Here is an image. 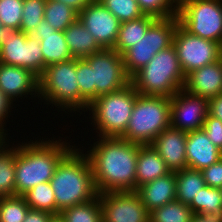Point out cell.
Returning a JSON list of instances; mask_svg holds the SVG:
<instances>
[{
    "label": "cell",
    "instance_id": "1",
    "mask_svg": "<svg viewBox=\"0 0 222 222\" xmlns=\"http://www.w3.org/2000/svg\"><path fill=\"white\" fill-rule=\"evenodd\" d=\"M96 140L85 154L91 164L99 194L135 191L140 145L121 137H99Z\"/></svg>",
    "mask_w": 222,
    "mask_h": 222
},
{
    "label": "cell",
    "instance_id": "2",
    "mask_svg": "<svg viewBox=\"0 0 222 222\" xmlns=\"http://www.w3.org/2000/svg\"><path fill=\"white\" fill-rule=\"evenodd\" d=\"M52 138L15 145V195L22 196L37 184L50 182L59 162L76 146L62 137Z\"/></svg>",
    "mask_w": 222,
    "mask_h": 222
},
{
    "label": "cell",
    "instance_id": "3",
    "mask_svg": "<svg viewBox=\"0 0 222 222\" xmlns=\"http://www.w3.org/2000/svg\"><path fill=\"white\" fill-rule=\"evenodd\" d=\"M77 147V148H76ZM75 146L58 164L50 180L56 215L63 209L91 201L99 196L88 156Z\"/></svg>",
    "mask_w": 222,
    "mask_h": 222
},
{
    "label": "cell",
    "instance_id": "4",
    "mask_svg": "<svg viewBox=\"0 0 222 222\" xmlns=\"http://www.w3.org/2000/svg\"><path fill=\"white\" fill-rule=\"evenodd\" d=\"M185 80L176 49L172 45L159 51L130 78V83L139 94L171 98L184 88Z\"/></svg>",
    "mask_w": 222,
    "mask_h": 222
},
{
    "label": "cell",
    "instance_id": "5",
    "mask_svg": "<svg viewBox=\"0 0 222 222\" xmlns=\"http://www.w3.org/2000/svg\"><path fill=\"white\" fill-rule=\"evenodd\" d=\"M170 98L137 95L126 131L122 139L139 145H151L154 139L171 126Z\"/></svg>",
    "mask_w": 222,
    "mask_h": 222
},
{
    "label": "cell",
    "instance_id": "6",
    "mask_svg": "<svg viewBox=\"0 0 222 222\" xmlns=\"http://www.w3.org/2000/svg\"><path fill=\"white\" fill-rule=\"evenodd\" d=\"M138 92L130 83L123 89L99 96L88 107L97 137H120L128 126ZM91 113V114H90Z\"/></svg>",
    "mask_w": 222,
    "mask_h": 222
},
{
    "label": "cell",
    "instance_id": "7",
    "mask_svg": "<svg viewBox=\"0 0 222 222\" xmlns=\"http://www.w3.org/2000/svg\"><path fill=\"white\" fill-rule=\"evenodd\" d=\"M39 100L55 105L57 111L67 110L68 116L80 111V90L76 76V58L49 65L39 78ZM45 101V102H44ZM47 102V103H46ZM61 108V110H60Z\"/></svg>",
    "mask_w": 222,
    "mask_h": 222
},
{
    "label": "cell",
    "instance_id": "8",
    "mask_svg": "<svg viewBox=\"0 0 222 222\" xmlns=\"http://www.w3.org/2000/svg\"><path fill=\"white\" fill-rule=\"evenodd\" d=\"M178 24L177 15L157 18L149 26L146 34L122 54L124 68L130 78L147 65L159 51L173 45V36Z\"/></svg>",
    "mask_w": 222,
    "mask_h": 222
},
{
    "label": "cell",
    "instance_id": "9",
    "mask_svg": "<svg viewBox=\"0 0 222 222\" xmlns=\"http://www.w3.org/2000/svg\"><path fill=\"white\" fill-rule=\"evenodd\" d=\"M177 17L190 34L222 44V0H178Z\"/></svg>",
    "mask_w": 222,
    "mask_h": 222
},
{
    "label": "cell",
    "instance_id": "10",
    "mask_svg": "<svg viewBox=\"0 0 222 222\" xmlns=\"http://www.w3.org/2000/svg\"><path fill=\"white\" fill-rule=\"evenodd\" d=\"M173 46L185 77L192 71L222 58L219 43L192 35L180 24L173 36Z\"/></svg>",
    "mask_w": 222,
    "mask_h": 222
},
{
    "label": "cell",
    "instance_id": "11",
    "mask_svg": "<svg viewBox=\"0 0 222 222\" xmlns=\"http://www.w3.org/2000/svg\"><path fill=\"white\" fill-rule=\"evenodd\" d=\"M92 69V85L95 99L119 91L130 84L122 55L114 49H102L85 58Z\"/></svg>",
    "mask_w": 222,
    "mask_h": 222
},
{
    "label": "cell",
    "instance_id": "12",
    "mask_svg": "<svg viewBox=\"0 0 222 222\" xmlns=\"http://www.w3.org/2000/svg\"><path fill=\"white\" fill-rule=\"evenodd\" d=\"M0 63L28 69L40 78L44 73L40 40L21 30H13L0 47Z\"/></svg>",
    "mask_w": 222,
    "mask_h": 222
},
{
    "label": "cell",
    "instance_id": "13",
    "mask_svg": "<svg viewBox=\"0 0 222 222\" xmlns=\"http://www.w3.org/2000/svg\"><path fill=\"white\" fill-rule=\"evenodd\" d=\"M103 222H149L150 212L136 191L99 194Z\"/></svg>",
    "mask_w": 222,
    "mask_h": 222
},
{
    "label": "cell",
    "instance_id": "14",
    "mask_svg": "<svg viewBox=\"0 0 222 222\" xmlns=\"http://www.w3.org/2000/svg\"><path fill=\"white\" fill-rule=\"evenodd\" d=\"M171 126L186 133L201 130L208 115V99L185 89L170 98Z\"/></svg>",
    "mask_w": 222,
    "mask_h": 222
},
{
    "label": "cell",
    "instance_id": "15",
    "mask_svg": "<svg viewBox=\"0 0 222 222\" xmlns=\"http://www.w3.org/2000/svg\"><path fill=\"white\" fill-rule=\"evenodd\" d=\"M78 19L102 49H113L121 22L100 1L88 4L78 13Z\"/></svg>",
    "mask_w": 222,
    "mask_h": 222
},
{
    "label": "cell",
    "instance_id": "16",
    "mask_svg": "<svg viewBox=\"0 0 222 222\" xmlns=\"http://www.w3.org/2000/svg\"><path fill=\"white\" fill-rule=\"evenodd\" d=\"M0 89L13 103L27 95L39 98V78L28 69L0 63Z\"/></svg>",
    "mask_w": 222,
    "mask_h": 222
},
{
    "label": "cell",
    "instance_id": "17",
    "mask_svg": "<svg viewBox=\"0 0 222 222\" xmlns=\"http://www.w3.org/2000/svg\"><path fill=\"white\" fill-rule=\"evenodd\" d=\"M186 138V132L170 126L162 131L151 144L171 172L187 168Z\"/></svg>",
    "mask_w": 222,
    "mask_h": 222
},
{
    "label": "cell",
    "instance_id": "18",
    "mask_svg": "<svg viewBox=\"0 0 222 222\" xmlns=\"http://www.w3.org/2000/svg\"><path fill=\"white\" fill-rule=\"evenodd\" d=\"M183 89L208 100L221 94L222 58L189 73Z\"/></svg>",
    "mask_w": 222,
    "mask_h": 222
},
{
    "label": "cell",
    "instance_id": "19",
    "mask_svg": "<svg viewBox=\"0 0 222 222\" xmlns=\"http://www.w3.org/2000/svg\"><path fill=\"white\" fill-rule=\"evenodd\" d=\"M31 35L40 40L44 70L49 65L73 59L65 40L64 31H57L45 19L41 20Z\"/></svg>",
    "mask_w": 222,
    "mask_h": 222
},
{
    "label": "cell",
    "instance_id": "20",
    "mask_svg": "<svg viewBox=\"0 0 222 222\" xmlns=\"http://www.w3.org/2000/svg\"><path fill=\"white\" fill-rule=\"evenodd\" d=\"M221 157L222 151L211 142L203 129L187 133V168L202 171Z\"/></svg>",
    "mask_w": 222,
    "mask_h": 222
},
{
    "label": "cell",
    "instance_id": "21",
    "mask_svg": "<svg viewBox=\"0 0 222 222\" xmlns=\"http://www.w3.org/2000/svg\"><path fill=\"white\" fill-rule=\"evenodd\" d=\"M146 209L152 210L176 200L175 172L148 182L136 190Z\"/></svg>",
    "mask_w": 222,
    "mask_h": 222
},
{
    "label": "cell",
    "instance_id": "22",
    "mask_svg": "<svg viewBox=\"0 0 222 222\" xmlns=\"http://www.w3.org/2000/svg\"><path fill=\"white\" fill-rule=\"evenodd\" d=\"M170 172L152 145H140L136 162V189Z\"/></svg>",
    "mask_w": 222,
    "mask_h": 222
},
{
    "label": "cell",
    "instance_id": "23",
    "mask_svg": "<svg viewBox=\"0 0 222 222\" xmlns=\"http://www.w3.org/2000/svg\"><path fill=\"white\" fill-rule=\"evenodd\" d=\"M64 35L73 58L83 59L102 50L93 35L79 19L64 30Z\"/></svg>",
    "mask_w": 222,
    "mask_h": 222
},
{
    "label": "cell",
    "instance_id": "24",
    "mask_svg": "<svg viewBox=\"0 0 222 222\" xmlns=\"http://www.w3.org/2000/svg\"><path fill=\"white\" fill-rule=\"evenodd\" d=\"M156 19L154 16L145 14L137 19L121 23L113 49L122 55L146 34L149 26Z\"/></svg>",
    "mask_w": 222,
    "mask_h": 222
},
{
    "label": "cell",
    "instance_id": "25",
    "mask_svg": "<svg viewBox=\"0 0 222 222\" xmlns=\"http://www.w3.org/2000/svg\"><path fill=\"white\" fill-rule=\"evenodd\" d=\"M176 200L189 205L201 188L206 186L202 171L183 169L175 172Z\"/></svg>",
    "mask_w": 222,
    "mask_h": 222
},
{
    "label": "cell",
    "instance_id": "26",
    "mask_svg": "<svg viewBox=\"0 0 222 222\" xmlns=\"http://www.w3.org/2000/svg\"><path fill=\"white\" fill-rule=\"evenodd\" d=\"M0 145V197L15 196V144Z\"/></svg>",
    "mask_w": 222,
    "mask_h": 222
},
{
    "label": "cell",
    "instance_id": "27",
    "mask_svg": "<svg viewBox=\"0 0 222 222\" xmlns=\"http://www.w3.org/2000/svg\"><path fill=\"white\" fill-rule=\"evenodd\" d=\"M194 214L222 218V192L220 188L208 185L201 188L199 194L188 205Z\"/></svg>",
    "mask_w": 222,
    "mask_h": 222
},
{
    "label": "cell",
    "instance_id": "28",
    "mask_svg": "<svg viewBox=\"0 0 222 222\" xmlns=\"http://www.w3.org/2000/svg\"><path fill=\"white\" fill-rule=\"evenodd\" d=\"M59 215L65 222H103L99 196L91 201L63 209Z\"/></svg>",
    "mask_w": 222,
    "mask_h": 222
},
{
    "label": "cell",
    "instance_id": "29",
    "mask_svg": "<svg viewBox=\"0 0 222 222\" xmlns=\"http://www.w3.org/2000/svg\"><path fill=\"white\" fill-rule=\"evenodd\" d=\"M44 19L57 31H64L78 19V12L63 2L46 0Z\"/></svg>",
    "mask_w": 222,
    "mask_h": 222
},
{
    "label": "cell",
    "instance_id": "30",
    "mask_svg": "<svg viewBox=\"0 0 222 222\" xmlns=\"http://www.w3.org/2000/svg\"><path fill=\"white\" fill-rule=\"evenodd\" d=\"M194 215L187 204L174 200L152 210L149 222H192Z\"/></svg>",
    "mask_w": 222,
    "mask_h": 222
},
{
    "label": "cell",
    "instance_id": "31",
    "mask_svg": "<svg viewBox=\"0 0 222 222\" xmlns=\"http://www.w3.org/2000/svg\"><path fill=\"white\" fill-rule=\"evenodd\" d=\"M22 196L30 209L43 210L56 215L55 195L50 182L37 184Z\"/></svg>",
    "mask_w": 222,
    "mask_h": 222
},
{
    "label": "cell",
    "instance_id": "32",
    "mask_svg": "<svg viewBox=\"0 0 222 222\" xmlns=\"http://www.w3.org/2000/svg\"><path fill=\"white\" fill-rule=\"evenodd\" d=\"M76 76L80 90V110L87 112L95 100V85H92V69L85 58L76 59Z\"/></svg>",
    "mask_w": 222,
    "mask_h": 222
},
{
    "label": "cell",
    "instance_id": "33",
    "mask_svg": "<svg viewBox=\"0 0 222 222\" xmlns=\"http://www.w3.org/2000/svg\"><path fill=\"white\" fill-rule=\"evenodd\" d=\"M29 209L23 196L0 197V222H23Z\"/></svg>",
    "mask_w": 222,
    "mask_h": 222
},
{
    "label": "cell",
    "instance_id": "34",
    "mask_svg": "<svg viewBox=\"0 0 222 222\" xmlns=\"http://www.w3.org/2000/svg\"><path fill=\"white\" fill-rule=\"evenodd\" d=\"M46 0H24L20 30L26 34L34 32L44 19Z\"/></svg>",
    "mask_w": 222,
    "mask_h": 222
},
{
    "label": "cell",
    "instance_id": "35",
    "mask_svg": "<svg viewBox=\"0 0 222 222\" xmlns=\"http://www.w3.org/2000/svg\"><path fill=\"white\" fill-rule=\"evenodd\" d=\"M118 20L123 23L145 14L137 0H99Z\"/></svg>",
    "mask_w": 222,
    "mask_h": 222
},
{
    "label": "cell",
    "instance_id": "36",
    "mask_svg": "<svg viewBox=\"0 0 222 222\" xmlns=\"http://www.w3.org/2000/svg\"><path fill=\"white\" fill-rule=\"evenodd\" d=\"M24 0H0V22L6 28L20 30Z\"/></svg>",
    "mask_w": 222,
    "mask_h": 222
},
{
    "label": "cell",
    "instance_id": "37",
    "mask_svg": "<svg viewBox=\"0 0 222 222\" xmlns=\"http://www.w3.org/2000/svg\"><path fill=\"white\" fill-rule=\"evenodd\" d=\"M146 15L156 18L174 17L178 12V0H137Z\"/></svg>",
    "mask_w": 222,
    "mask_h": 222
},
{
    "label": "cell",
    "instance_id": "38",
    "mask_svg": "<svg viewBox=\"0 0 222 222\" xmlns=\"http://www.w3.org/2000/svg\"><path fill=\"white\" fill-rule=\"evenodd\" d=\"M202 129L211 142L222 151V121L208 114Z\"/></svg>",
    "mask_w": 222,
    "mask_h": 222
},
{
    "label": "cell",
    "instance_id": "39",
    "mask_svg": "<svg viewBox=\"0 0 222 222\" xmlns=\"http://www.w3.org/2000/svg\"><path fill=\"white\" fill-rule=\"evenodd\" d=\"M206 185L222 188V157L214 164L202 170Z\"/></svg>",
    "mask_w": 222,
    "mask_h": 222
},
{
    "label": "cell",
    "instance_id": "40",
    "mask_svg": "<svg viewBox=\"0 0 222 222\" xmlns=\"http://www.w3.org/2000/svg\"><path fill=\"white\" fill-rule=\"evenodd\" d=\"M15 104L16 103L13 104V102L0 89V132H2L6 137L8 136V131L4 127H6L7 122H9L8 116Z\"/></svg>",
    "mask_w": 222,
    "mask_h": 222
},
{
    "label": "cell",
    "instance_id": "41",
    "mask_svg": "<svg viewBox=\"0 0 222 222\" xmlns=\"http://www.w3.org/2000/svg\"><path fill=\"white\" fill-rule=\"evenodd\" d=\"M53 216L47 211L29 209L23 222H49Z\"/></svg>",
    "mask_w": 222,
    "mask_h": 222
},
{
    "label": "cell",
    "instance_id": "42",
    "mask_svg": "<svg viewBox=\"0 0 222 222\" xmlns=\"http://www.w3.org/2000/svg\"><path fill=\"white\" fill-rule=\"evenodd\" d=\"M208 114L222 121V93L208 100Z\"/></svg>",
    "mask_w": 222,
    "mask_h": 222
},
{
    "label": "cell",
    "instance_id": "43",
    "mask_svg": "<svg viewBox=\"0 0 222 222\" xmlns=\"http://www.w3.org/2000/svg\"><path fill=\"white\" fill-rule=\"evenodd\" d=\"M56 1L65 3L67 6H70L79 13L93 0H56Z\"/></svg>",
    "mask_w": 222,
    "mask_h": 222
},
{
    "label": "cell",
    "instance_id": "44",
    "mask_svg": "<svg viewBox=\"0 0 222 222\" xmlns=\"http://www.w3.org/2000/svg\"><path fill=\"white\" fill-rule=\"evenodd\" d=\"M192 222H222V218L215 217V216L195 214L192 219Z\"/></svg>",
    "mask_w": 222,
    "mask_h": 222
},
{
    "label": "cell",
    "instance_id": "45",
    "mask_svg": "<svg viewBox=\"0 0 222 222\" xmlns=\"http://www.w3.org/2000/svg\"><path fill=\"white\" fill-rule=\"evenodd\" d=\"M12 29L6 28L0 22V47L3 44L4 40L8 38L9 34L12 32Z\"/></svg>",
    "mask_w": 222,
    "mask_h": 222
},
{
    "label": "cell",
    "instance_id": "46",
    "mask_svg": "<svg viewBox=\"0 0 222 222\" xmlns=\"http://www.w3.org/2000/svg\"><path fill=\"white\" fill-rule=\"evenodd\" d=\"M49 222H65L60 215H54Z\"/></svg>",
    "mask_w": 222,
    "mask_h": 222
},
{
    "label": "cell",
    "instance_id": "47",
    "mask_svg": "<svg viewBox=\"0 0 222 222\" xmlns=\"http://www.w3.org/2000/svg\"><path fill=\"white\" fill-rule=\"evenodd\" d=\"M7 138L9 137H6L2 132H0V145L3 144Z\"/></svg>",
    "mask_w": 222,
    "mask_h": 222
}]
</instances>
